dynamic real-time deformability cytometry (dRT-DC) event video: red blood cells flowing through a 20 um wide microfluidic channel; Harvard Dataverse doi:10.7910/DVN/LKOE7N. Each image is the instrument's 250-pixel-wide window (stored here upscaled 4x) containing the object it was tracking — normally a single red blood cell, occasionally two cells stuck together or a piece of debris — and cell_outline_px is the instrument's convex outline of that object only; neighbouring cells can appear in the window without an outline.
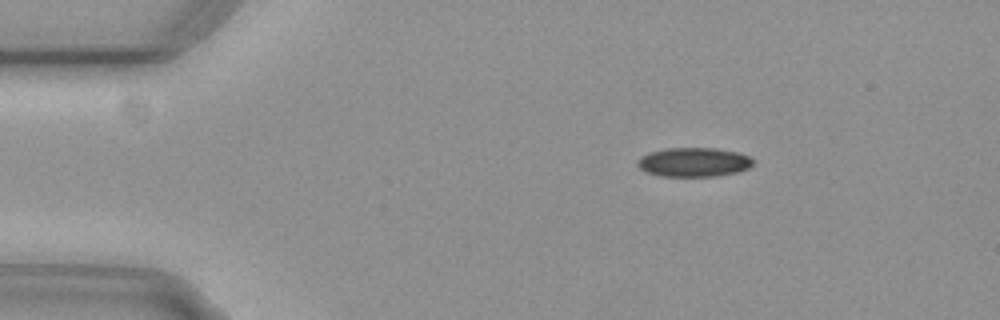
{"species": "common noctule bat (a hibernating species)", "species_latin": "Nyctalus noctula", "temperature_condition": "cold", "stored_images_in_passage": 47, "camera_frame_rate_fps": 3000, "um_per_image_px": 0.085, "animal": {"sex": "female", "body_mass_g": 29.2, "forearm_length_mm": 56.3}, "frame": {"image": 1, "passage_image": 1, "time_ms": 0.0, "image_size_px": [1000, 320], "cell_outline_px": [[756, 160], [748, 168], [736, 172], [716, 176], [660, 176], [648, 172], [640, 168], [636, 164], [636, 160], [640, 156], [648, 152], [664, 148], [716, 148], [736, 152], [748, 156]], "centroid_in_image_um": [58.94, 13.77], "position_along_channel_um": 26.1, "area_um2": 19.71}}
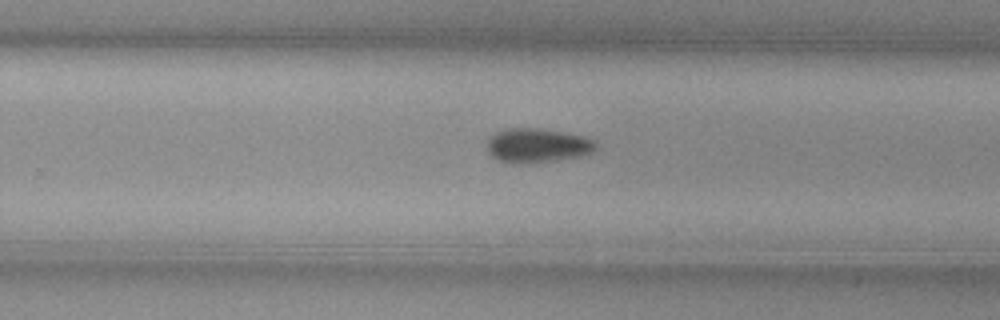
{"frame": {"image": 2, "passage_image": 27, "time_ms": 8.667, "image_size_px": [1000, 320], "cell_outline_px": [[596, 148], [592, 152], [580, 156], [556, 160], [528, 164], [516, 164], [496, 160], [488, 152], [488, 136], [504, 128], [540, 128], [564, 132], [584, 136], [592, 140], [596, 144]], "centroid_in_image_um": [45.63, 12.37], "position_along_channel_um": 284.2, "area_um2": 21.96}}
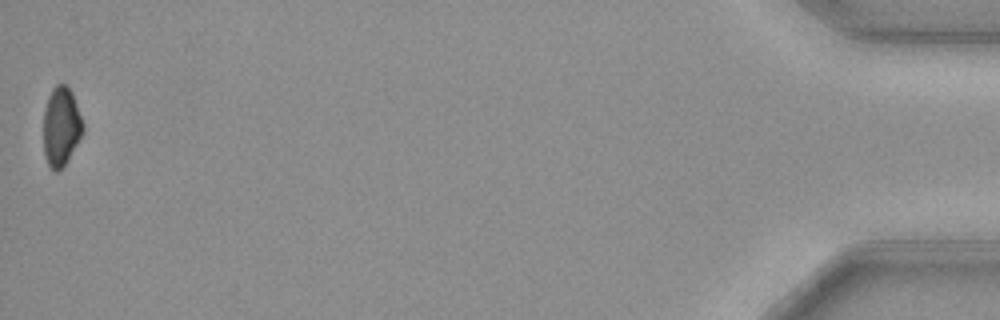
{"frame": {"image": 3, "passage_image": 47, "time_ms": 15.333, "image_size_px": [1000, 320], "cell_outline_px": [[84, 132], [64, 164], [56, 172], [52, 172], [44, 156], [44, 108], [48, 96], [52, 88], [56, 84], [64, 84], [72, 92], [84, 124]], "centroid_in_image_um": [5.19, 10.74], "position_along_channel_um": 430.0, "area_um2": 18.15}, "authors_computed_cell_mechanics": {"area_um2": 20.5768, "velocity_mm_per_s": 3.7338, "shape_relaxation_time_tau1_ms": 10.6513, "shape_relaxation_time_tau2_ms": null, "deformation_change_tau1": 0.1897, "deformation_change_tau2": null}}